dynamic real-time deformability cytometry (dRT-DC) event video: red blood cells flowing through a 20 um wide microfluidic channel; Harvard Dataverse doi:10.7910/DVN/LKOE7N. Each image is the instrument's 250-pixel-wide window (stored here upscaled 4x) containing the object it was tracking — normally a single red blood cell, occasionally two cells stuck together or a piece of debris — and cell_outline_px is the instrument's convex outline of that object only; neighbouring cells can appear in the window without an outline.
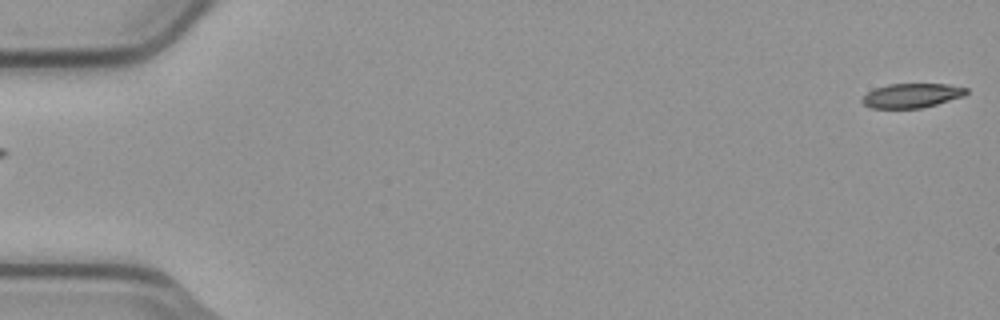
{"species": "common noctule bat (a hibernating species)", "species_latin": "Nyctalus noctula", "temperature_condition": "cold", "stored_images_in_passage": 55, "camera_frame_rate_fps": 3000, "um_per_image_px": 0.085, "animal": {"sex": "male", "body_mass_g": 23.1, "forearm_length_mm": 52.7}, "frame": {"image": 1, "passage_image": 1, "time_ms": 0.0, "image_size_px": [1000, 320], "cell_outline_px": [[968, 92], [964, 96], [936, 104], [920, 108], [872, 108], [864, 104], [860, 100], [868, 92], [876, 88], [888, 84], [948, 84], [968, 88]], "centroid_in_image_um": [77.51, 8.12], "position_along_channel_um": 7.5, "area_um2": 14.68}}
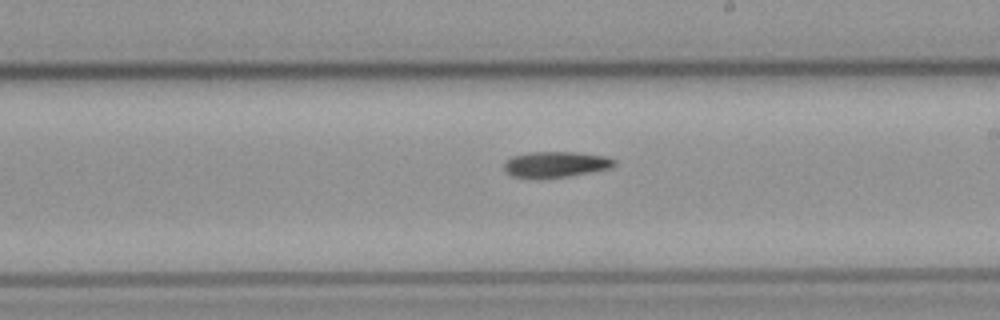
{"frame": {"image": 2, "passage_image": 32, "time_ms": 10.333, "image_size_px": [1000, 320], "cell_outline_px": [[616, 164], [612, 168], [592, 172], [568, 176], [536, 180], [512, 176], [504, 172], [504, 160], [512, 156], [532, 152], [576, 152], [608, 156], [616, 160]], "centroid_in_image_um": [47.21, 13.99], "position_along_channel_um": 241.8, "area_um2": 17.17}}
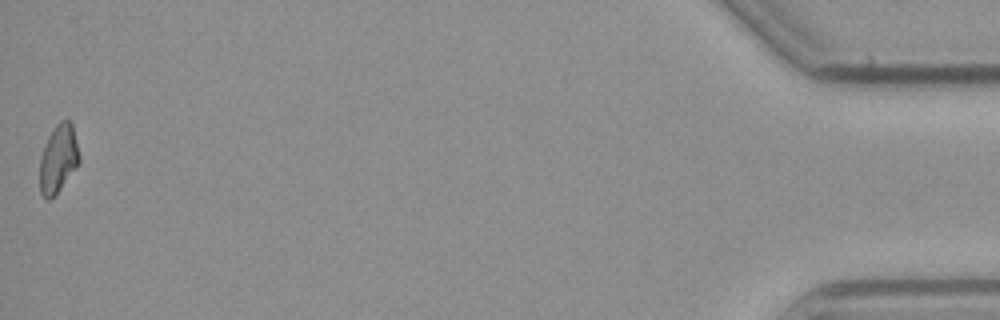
{"frame": {"image": 3, "passage_image": 55, "time_ms": 18.0, "image_size_px": [1000, 320], "cell_outline_px": [[80, 160], [52, 200], [44, 200], [40, 192], [40, 156], [48, 136], [52, 128], [60, 120], [68, 120], [72, 124], [80, 156]], "centroid_in_image_um": [4.93, 13.5], "position_along_channel_um": 430.3, "area_um2": 15.66}}